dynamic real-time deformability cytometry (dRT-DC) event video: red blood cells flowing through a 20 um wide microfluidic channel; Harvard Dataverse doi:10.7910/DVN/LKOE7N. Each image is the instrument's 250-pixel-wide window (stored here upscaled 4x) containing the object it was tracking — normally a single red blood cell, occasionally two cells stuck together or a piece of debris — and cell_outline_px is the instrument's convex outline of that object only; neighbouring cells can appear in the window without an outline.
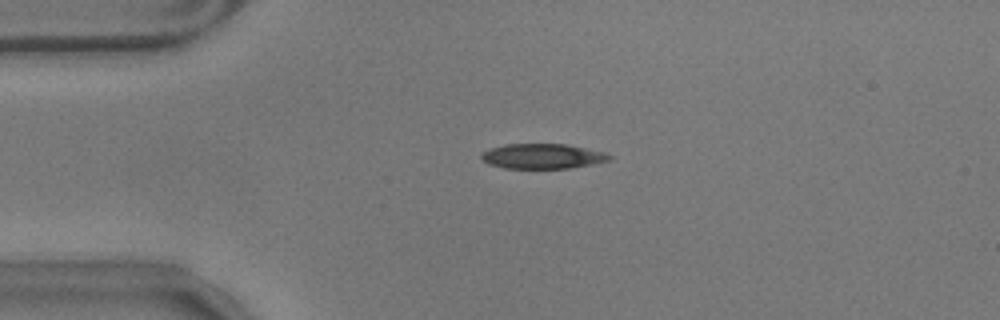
{"species": "common noctule bat (a hibernating species)", "species_latin": "Nyctalus noctula", "temperature_condition": "warm", "stored_images_in_passage": 13, "camera_frame_rate_fps": 3000, "um_per_image_px": 0.085, "animal": {"sex": "male", "body_mass_g": 17.9}, "frame": {"image": 1, "passage_image": 1, "time_ms": 0.0, "image_size_px": [1000, 320], "cell_outline_px": [[612, 156], [608, 160], [592, 164], [568, 168], [504, 168], [488, 164], [480, 160], [480, 156], [484, 152], [492, 148], [504, 144], [564, 144], [608, 152]], "centroid_in_image_um": [46.1, 13.28], "position_along_channel_um": 38.9, "area_um2": 18.61}}
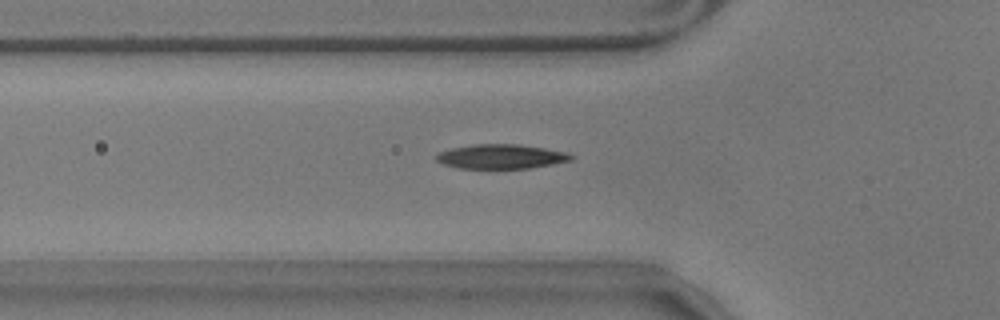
{"frame": {"image": 2, "passage_image": 7, "time_ms": 2.0, "image_size_px": [1000, 320], "cell_outline_px": [[576, 156], [572, 160], [552, 164], [528, 168], [460, 168], [444, 164], [436, 160], [436, 152], [452, 148], [472, 144], [520, 144], [568, 152]], "centroid_in_image_um": [42.61, 13.29], "position_along_channel_um": 83.2, "area_um2": 19.25}}
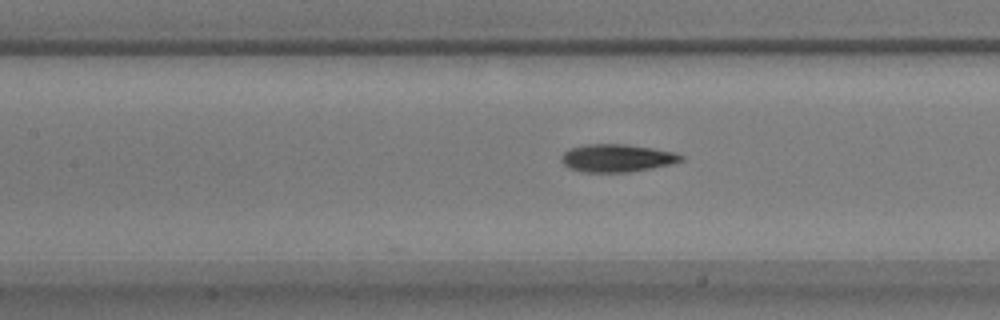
{"frame": {"image": 3, "passage_image": 13, "time_ms": 4.0, "image_size_px": [1000, 320], "cell_outline_px": [[684, 160], [672, 164], [632, 172], [580, 172], [568, 168], [560, 160], [560, 156], [564, 152], [572, 148], [584, 144], [624, 144], [652, 148], [672, 152], [684, 156]], "centroid_in_image_um": [52.42, 13.44], "position_along_channel_um": 155.0, "area_um2": 19.48}}